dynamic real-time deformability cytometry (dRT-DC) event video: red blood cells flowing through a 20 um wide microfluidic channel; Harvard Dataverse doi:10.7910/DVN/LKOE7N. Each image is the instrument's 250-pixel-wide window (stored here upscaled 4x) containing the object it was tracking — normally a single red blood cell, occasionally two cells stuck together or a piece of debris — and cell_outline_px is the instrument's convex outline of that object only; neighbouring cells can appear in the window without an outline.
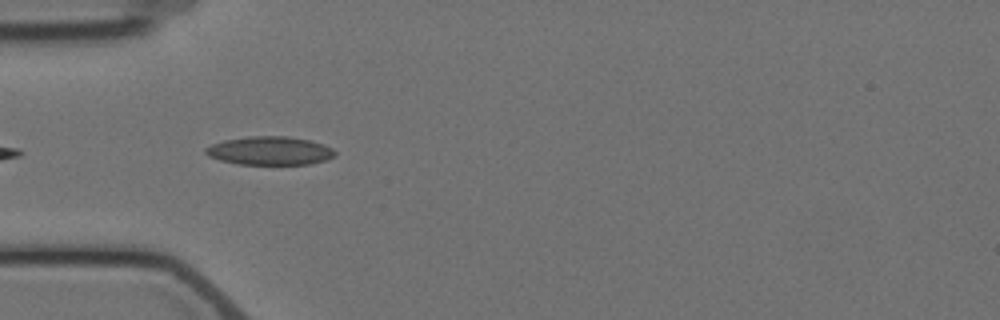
{"species": "Egyptian fruit bat (a non-hibernating species)", "species_latin": "Rousettus aegyptiacus", "temperature_condition": "cold", "stored_images_in_passage": 5, "camera_frame_rate_fps": 3000, "um_per_image_px": 0.085, "animal": {"sex": "female"}, "frame": {"image": 1, "passage_image": 5, "time_ms": 4.667, "image_size_px": [1000, 320], "cell_outline_px": [[336, 156], [324, 160], [308, 164], [236, 164], [220, 160], [208, 156], [204, 152], [204, 148], [212, 144], [224, 140], [248, 136], [288, 136], [308, 140], [324, 144], [332, 148], [336, 152]], "centroid_in_image_um": [22.91, 12.81], "position_along_channel_um": 62.1, "area_um2": 21.5}}